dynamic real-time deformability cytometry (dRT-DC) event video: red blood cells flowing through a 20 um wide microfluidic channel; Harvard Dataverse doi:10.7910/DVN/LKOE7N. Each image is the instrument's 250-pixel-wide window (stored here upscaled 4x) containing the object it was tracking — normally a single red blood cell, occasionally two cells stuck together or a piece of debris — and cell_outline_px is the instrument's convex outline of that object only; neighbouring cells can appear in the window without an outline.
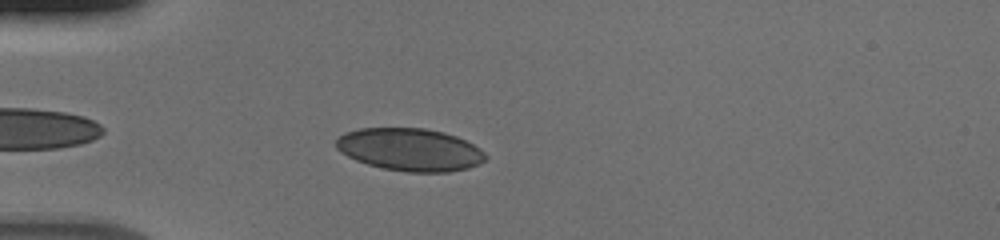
{"species": "human", "species_latin": "Homo sapiens", "temperature_condition": "cold", "stored_images_in_passage": 41, "camera_frame_rate_fps": 3000, "um_per_image_px": 0.085, "donor": {"sex": "male"}, "frame": {"image": 1, "passage_image": 4, "time_ms": 1.0, "image_size_px": [1000, 240], "cell_outline_px": [[488, 156], [480, 164], [468, 168], [448, 172], [408, 172], [384, 168], [368, 164], [356, 160], [340, 152], [336, 148], [336, 140], [344, 132], [360, 128], [424, 128], [444, 132], [456, 136], [480, 148]], "centroid_in_image_um": [34.85, 12.71], "position_along_channel_um": 50.1, "area_um2": 37.11}}
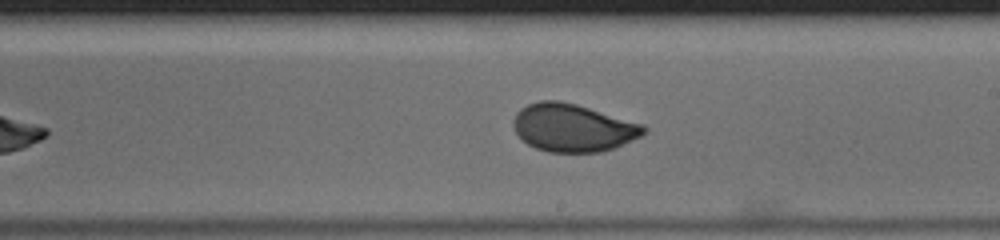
{"frame": {"image": 2, "passage_image": 20, "time_ms": 6.333, "image_size_px": [1000, 240], "cell_outline_px": [[648, 132], [632, 140], [612, 148], [600, 152], [548, 152], [536, 148], [528, 144], [516, 132], [512, 124], [512, 120], [516, 112], [520, 108], [528, 104], [540, 100], [560, 100], [576, 104], [644, 124], [648, 128]], "centroid_in_image_um": [48.69, 10.85], "position_along_channel_um": 240.3, "area_um2": 36.36}}
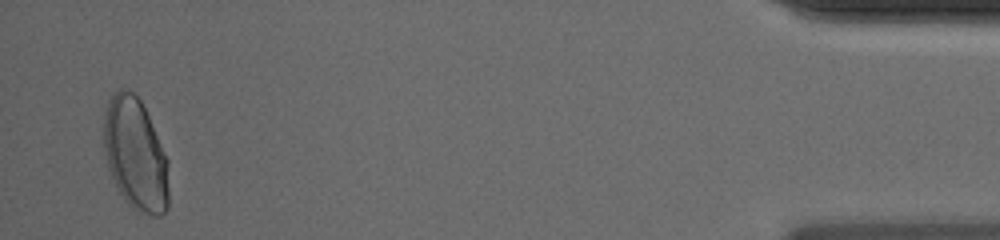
{"frame": {"image": 3, "passage_image": 40, "time_ms": 13.0, "image_size_px": [1000, 240], "cell_outline_px": [[168, 208], [160, 216], [152, 216], [132, 208], [124, 200], [108, 168], [104, 152], [104, 116], [108, 100], [112, 92], [120, 88], [128, 88], [140, 100], [148, 116], [168, 160]], "centroid_in_image_um": [11.5, 13.11], "position_along_channel_um": 423.7, "area_um2": 42.54}}